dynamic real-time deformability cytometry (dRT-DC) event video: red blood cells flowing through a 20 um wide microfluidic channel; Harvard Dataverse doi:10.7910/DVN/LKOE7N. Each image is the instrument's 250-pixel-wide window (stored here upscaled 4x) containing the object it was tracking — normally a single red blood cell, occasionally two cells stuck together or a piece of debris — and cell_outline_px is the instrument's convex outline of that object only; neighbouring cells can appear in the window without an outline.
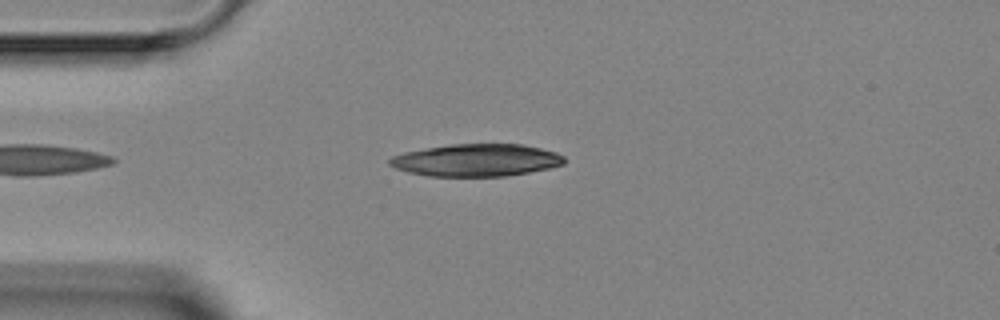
{"species": "Egyptian fruit bat (a non-hibernating species)", "species_latin": "Rousettus aegyptiacus", "temperature_condition": "room temperature", "stored_images_in_passage": 3, "camera_frame_rate_fps": 3000, "um_per_image_px": 0.085, "animal": {"sex": "female"}, "frame": {"image": 1, "passage_image": 3, "time_ms": 2.333, "image_size_px": [1000, 320], "cell_outline_px": [[564, 164], [548, 168], [528, 172], [504, 176], [428, 176], [408, 172], [396, 168], [388, 164], [388, 160], [392, 156], [404, 152], [452, 144], [524, 144], [556, 152], [564, 156]], "centroid_in_image_um": [40.49, 13.61], "position_along_channel_um": 44.5, "area_um2": 32.77}}